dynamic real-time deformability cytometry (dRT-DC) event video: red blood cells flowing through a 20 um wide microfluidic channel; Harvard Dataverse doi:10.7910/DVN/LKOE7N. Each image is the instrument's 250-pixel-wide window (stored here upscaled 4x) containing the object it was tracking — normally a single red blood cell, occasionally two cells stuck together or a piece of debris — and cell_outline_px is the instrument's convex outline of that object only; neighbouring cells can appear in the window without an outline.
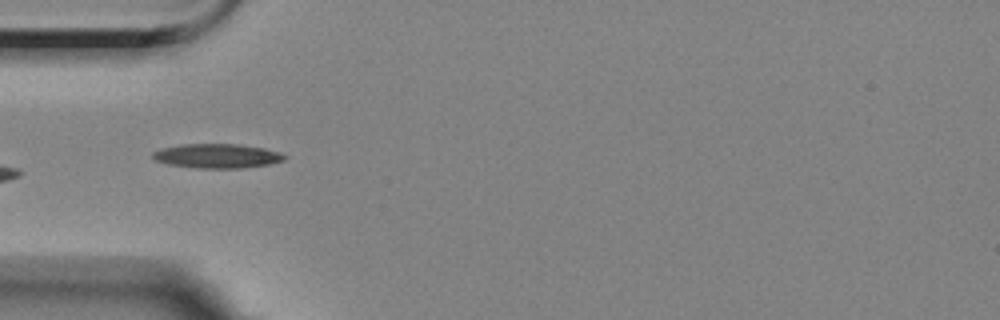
{"species": "Egyptian fruit bat (a non-hibernating species)", "species_latin": "Rousettus aegyptiacus", "temperature_condition": "room temperature", "stored_images_in_passage": 8, "camera_frame_rate_fps": 3000, "um_per_image_px": 0.085, "animal": {"sex": "female"}, "frame": {"image": 1, "passage_image": 6, "time_ms": 5.667, "image_size_px": [1000, 320], "cell_outline_px": [[288, 156], [284, 160], [268, 164], [240, 168], [196, 168], [168, 164], [156, 160], [152, 156], [152, 152], [164, 148], [184, 144], [240, 144], [264, 148], [280, 152]], "centroid_in_image_um": [18.49, 13.25], "position_along_channel_um": 66.5, "area_um2": 18.55}}
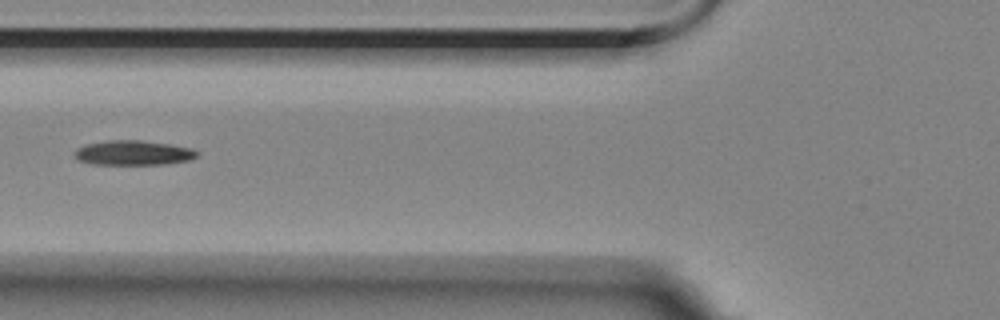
{"frame": {"image": 2, "passage_image": 7, "time_ms": 7.0, "image_size_px": [1000, 320], "cell_outline_px": [[200, 152], [196, 156], [188, 160], [164, 164], [92, 164], [76, 160], [76, 148], [88, 144], [108, 140], [140, 140], [168, 144], [192, 148]], "centroid_in_image_um": [11.33, 12.99], "position_along_channel_um": 114.5, "area_um2": 17.46}}
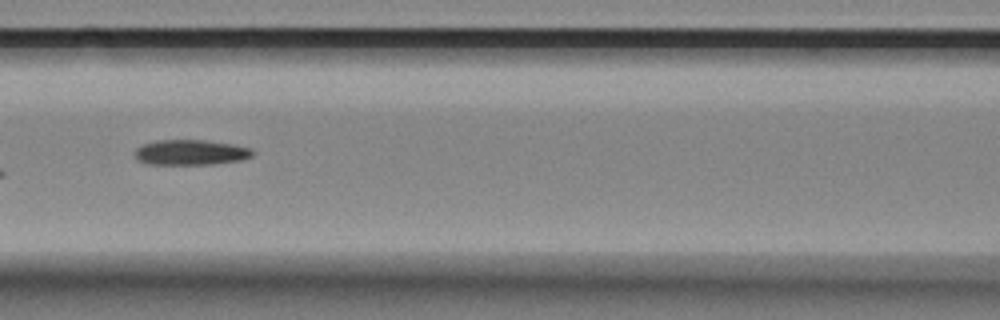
{"frame": {"image": 3, "passage_image": 8, "time_ms": 8.0, "image_size_px": [1000, 320], "cell_outline_px": [[256, 152], [252, 156], [240, 160], [212, 164], [148, 164], [136, 160], [132, 152], [140, 144], [156, 140], [204, 140], [232, 144], [252, 148]], "centroid_in_image_um": [16.16, 12.95], "position_along_channel_um": 150.4, "area_um2": 17.63}}